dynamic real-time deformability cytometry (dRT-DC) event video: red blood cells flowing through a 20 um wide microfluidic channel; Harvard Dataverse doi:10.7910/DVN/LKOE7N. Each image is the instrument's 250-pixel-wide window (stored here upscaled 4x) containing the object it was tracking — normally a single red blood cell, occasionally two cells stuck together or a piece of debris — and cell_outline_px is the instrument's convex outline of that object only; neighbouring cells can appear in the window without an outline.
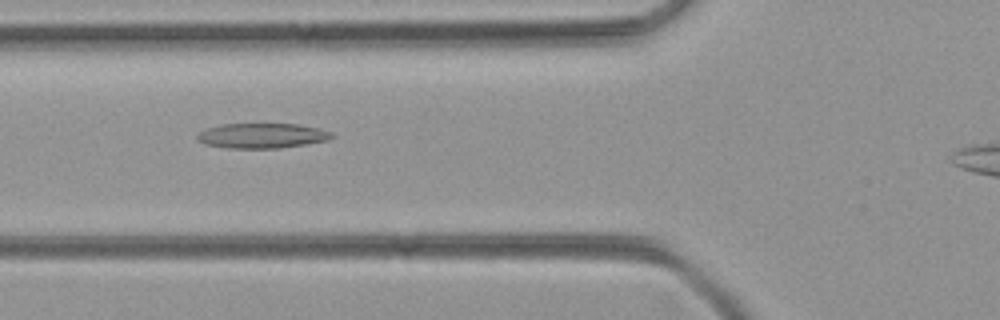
{"species": "common noctule bat (a hibernating species)", "species_latin": "Nyctalus noctula", "temperature_condition": "room temperature", "stored_images_in_passage": 39, "camera_frame_rate_fps": 3000, "um_per_image_px": 0.085, "animal": {"sex": "female", "body_mass_g": 21.9}, "frame": {"image": 1, "passage_image": 13, "time_ms": 4.0, "image_size_px": [1000, 320], "cell_outline_px": [[336, 136], [328, 140], [280, 148], [228, 148], [204, 144], [196, 140], [196, 136], [200, 132], [208, 128], [220, 124], [296, 124], [320, 128], [332, 132]], "centroid_in_image_um": [22.28, 11.53], "position_along_channel_um": 103.5, "area_um2": 19.65}}
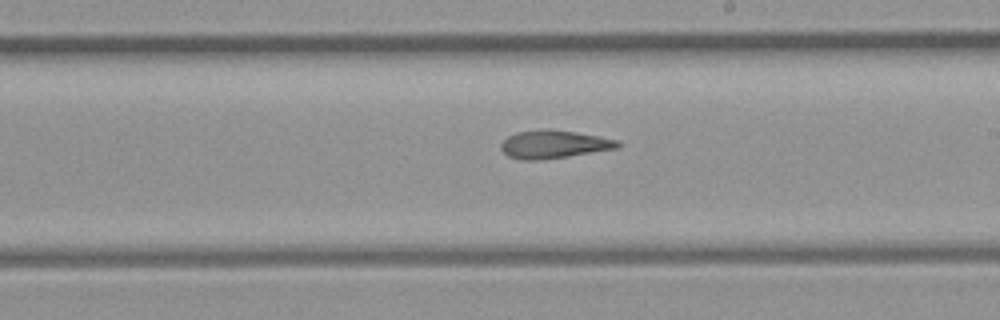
{"frame": {"image": 2, "passage_image": 23, "time_ms": 7.333, "image_size_px": [1000, 320], "cell_outline_px": [[620, 148], [568, 156], [540, 160], [520, 160], [508, 156], [500, 148], [500, 144], [508, 136], [516, 132], [576, 132], [620, 140]], "centroid_in_image_um": [47.11, 12.32], "position_along_channel_um": 241.9, "area_um2": 18.38}}
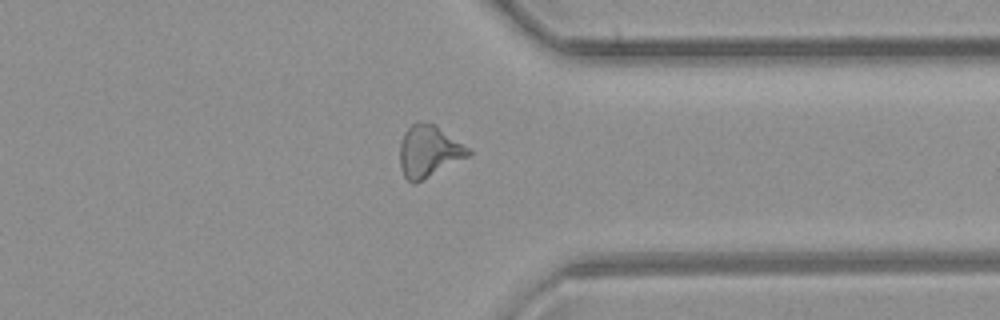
{"frame": {"image": 3, "passage_image": 33, "time_ms": 10.667, "image_size_px": [1000, 320], "cell_outline_px": [[472, 156], [416, 184], [412, 184], [404, 176], [400, 168], [400, 144], [404, 132], [416, 120], [420, 120], [436, 124], [472, 148]], "centroid_in_image_um": [36.51, 12.85], "position_along_channel_um": 374.9, "area_um2": 21.62}}